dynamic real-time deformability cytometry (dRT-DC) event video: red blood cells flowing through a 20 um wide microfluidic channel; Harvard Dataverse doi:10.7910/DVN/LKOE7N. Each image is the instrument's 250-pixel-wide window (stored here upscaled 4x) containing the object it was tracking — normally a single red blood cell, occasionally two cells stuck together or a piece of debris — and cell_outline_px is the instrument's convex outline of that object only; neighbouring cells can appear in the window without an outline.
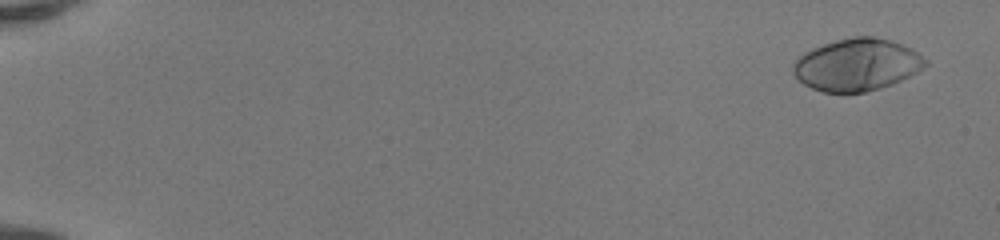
{"species": "human", "species_latin": "Homo sapiens", "temperature_condition": "room temperature", "stored_images_in_passage": 51, "camera_frame_rate_fps": 3000, "um_per_image_px": 0.085, "donor": {"sex": "female"}, "frame": {"image": 1, "passage_image": 3, "time_ms": 0.667, "image_size_px": [1000, 240], "cell_outline_px": [[928, 64], [924, 68], [892, 84], [880, 88], [864, 92], [824, 92], [812, 88], [804, 84], [792, 72], [792, 64], [804, 52], [812, 48], [836, 40], [852, 36], [876, 36], [912, 48], [928, 60]], "centroid_in_image_um": [72.84, 5.49], "position_along_channel_um": 12.2, "area_um2": 40.11}}
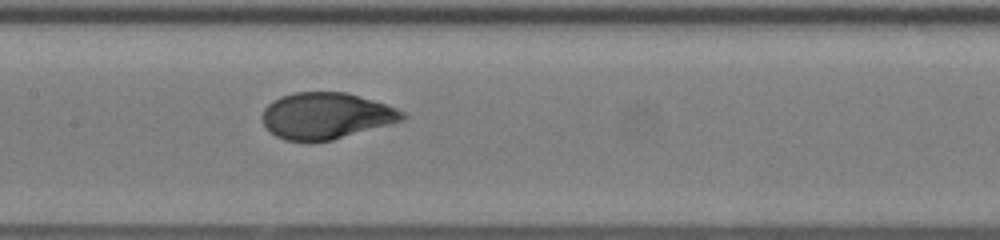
{"frame": {"image": 2, "passage_image": 28, "time_ms": 9.0, "image_size_px": [1000, 240], "cell_outline_px": [[408, 116], [404, 120], [332, 140], [284, 140], [276, 136], [264, 124], [260, 116], [264, 108], [272, 100], [280, 96], [296, 92], [348, 92], [396, 108], [404, 112]], "centroid_in_image_um": [27.7, 9.82], "position_along_channel_um": 179.7, "area_um2": 37.63}}
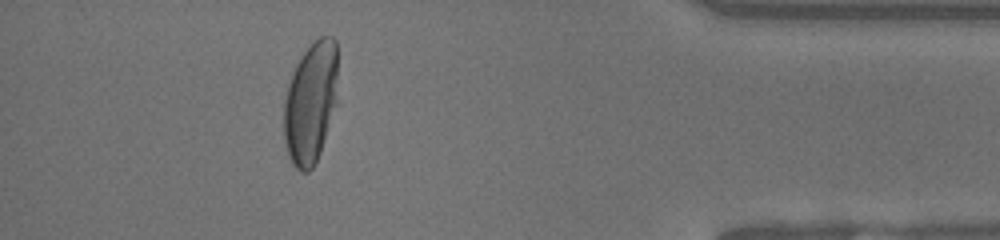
{"frame": {"image": 3, "passage_image": 47, "time_ms": 15.333, "image_size_px": [1000, 240], "cell_outline_px": [[336, 104], [320, 152], [312, 168], [308, 172], [300, 172], [292, 164], [288, 156], [284, 140], [284, 100], [288, 84], [292, 72], [300, 56], [320, 36], [332, 36], [336, 40]], "centroid_in_image_um": [26.38, 8.74], "position_along_channel_um": 408.8, "area_um2": 38.03}}